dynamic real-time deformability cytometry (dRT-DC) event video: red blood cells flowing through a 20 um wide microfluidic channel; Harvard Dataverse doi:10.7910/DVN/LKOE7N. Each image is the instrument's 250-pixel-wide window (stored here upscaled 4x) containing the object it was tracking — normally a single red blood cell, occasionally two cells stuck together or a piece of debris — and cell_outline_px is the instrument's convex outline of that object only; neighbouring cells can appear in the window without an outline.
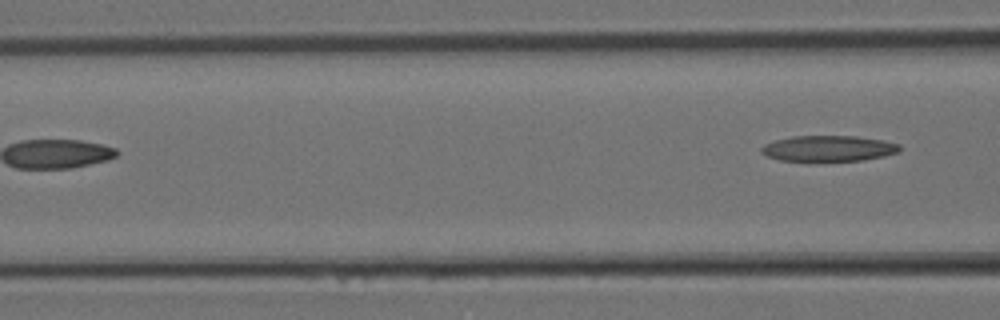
{"species": "Egyptian fruit bat (a non-hibernating species)", "species_latin": "Rousettus aegyptiacus", "temperature_condition": "room temperature", "stored_images_in_passage": 10, "segment_of_instrument_passage": [2, 2], "camera_frame_rate_fps": 3000, "um_per_image_px": 0.085, "animal": {"sex": "female"}, "frame": {"image": 1, "passage_image": 10, "time_ms": 3.0, "image_size_px": [1000, 320], "cell_outline_px": [[900, 152], [884, 156], [864, 160], [808, 164], [780, 160], [768, 156], [760, 152], [760, 148], [764, 144], [776, 140], [792, 136], [856, 136], [884, 140], [900, 144]], "centroid_in_image_um": [70.4, 12.66], "position_along_channel_um": 96.2, "area_um2": 21.85}}